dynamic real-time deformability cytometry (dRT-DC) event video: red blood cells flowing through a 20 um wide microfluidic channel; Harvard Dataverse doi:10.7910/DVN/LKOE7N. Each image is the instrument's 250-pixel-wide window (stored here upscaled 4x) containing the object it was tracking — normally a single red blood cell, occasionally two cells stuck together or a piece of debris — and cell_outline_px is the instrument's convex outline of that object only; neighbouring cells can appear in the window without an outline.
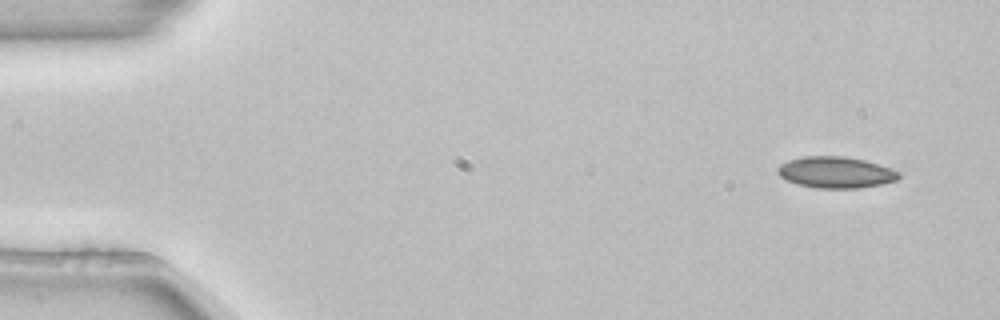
{"species": "common noctule bat (a hibernating species)", "species_latin": "Nyctalus noctula", "temperature_condition": "room temperature", "stored_images_in_passage": 4, "camera_frame_rate_fps": 3000, "um_per_image_px": 0.085, "animal": {"sex": "female", "body_mass_g": 22.7, "forearm_length_mm": 54.2}, "frame": {"image": 1, "passage_image": 1, "time_ms": 0.0, "image_size_px": [1000, 320], "cell_outline_px": [[900, 176], [896, 180], [880, 184], [856, 188], [816, 188], [800, 184], [788, 180], [780, 176], [776, 172], [776, 168], [780, 164], [788, 160], [804, 156], [844, 156], [864, 160], [900, 172]], "centroid_in_image_um": [70.99, 14.64], "position_along_channel_um": 14.0, "area_um2": 21.85}}
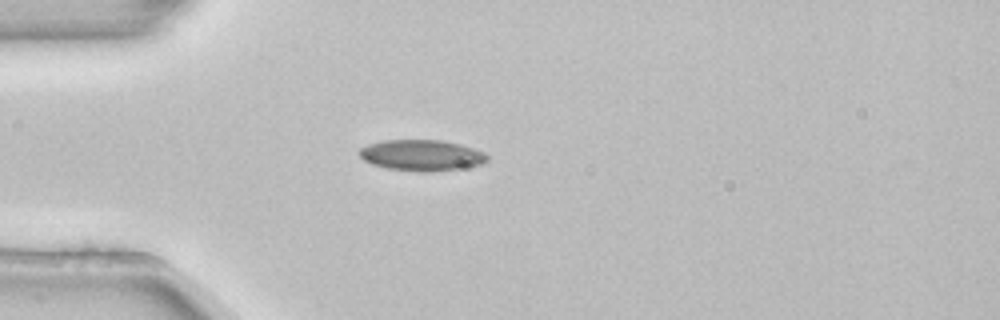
{"frame": {"image": 2, "passage_image": 4, "time_ms": 1.0, "image_size_px": [1000, 320], "cell_outline_px": [[488, 160], [480, 164], [456, 168], [424, 172], [420, 172], [388, 168], [372, 164], [364, 160], [356, 152], [360, 148], [368, 144], [384, 140], [444, 140], [460, 144], [484, 152], [488, 156]], "centroid_in_image_um": [35.79, 13.18], "position_along_channel_um": 49.2, "area_um2": 22.89}}